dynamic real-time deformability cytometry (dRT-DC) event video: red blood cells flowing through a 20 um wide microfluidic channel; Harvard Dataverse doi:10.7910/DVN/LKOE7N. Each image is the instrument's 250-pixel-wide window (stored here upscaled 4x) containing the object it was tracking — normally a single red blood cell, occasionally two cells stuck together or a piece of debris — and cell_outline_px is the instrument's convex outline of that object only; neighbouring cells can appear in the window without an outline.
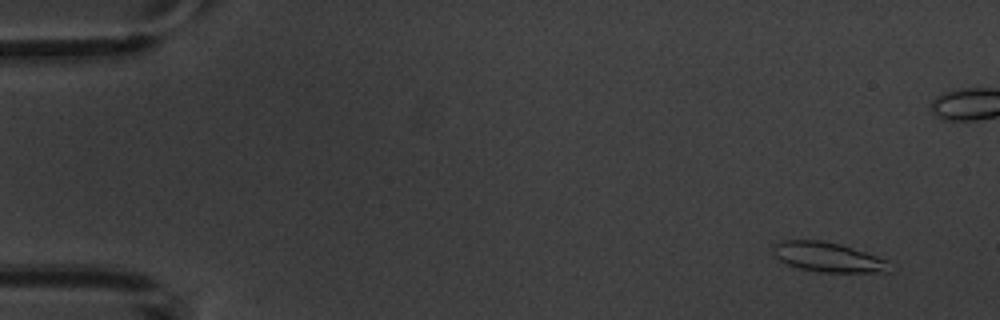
{"species": "common noctule bat (a hibernating species)", "species_latin": "Nyctalus noctula", "temperature_condition": "warm", "stored_images_in_passage": 6, "camera_frame_rate_fps": 3000, "um_per_image_px": 0.085, "animal": {"sex": "male", "body_mass_g": 20.1, "forearm_length_mm": 53.5}, "frame": {"image": 1, "passage_image": 2, "time_ms": 1.0, "image_size_px": [1000, 320], "cell_outline_px": [[892, 272], [820, 272], [800, 268], [788, 264], [780, 260], [776, 256], [772, 248], [772, 244], [780, 240], [820, 240], [840, 244], [888, 260]], "centroid_in_image_um": [70.37, 21.85], "position_along_channel_um": 14.6, "area_um2": 20.06}}